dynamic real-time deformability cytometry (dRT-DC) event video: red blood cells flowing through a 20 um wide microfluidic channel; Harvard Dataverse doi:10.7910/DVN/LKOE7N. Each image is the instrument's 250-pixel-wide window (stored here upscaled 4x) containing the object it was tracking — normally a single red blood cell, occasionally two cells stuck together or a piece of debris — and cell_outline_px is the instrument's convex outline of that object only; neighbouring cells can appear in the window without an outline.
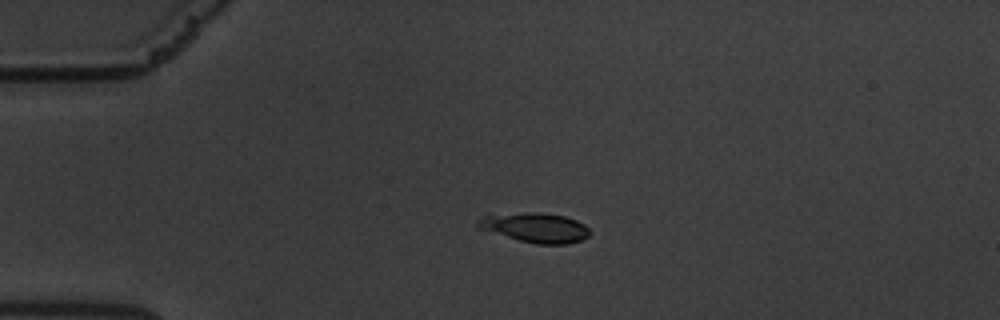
{"species": "common noctule bat (a hibernating species)", "species_latin": "Nyctalus noctula", "temperature_condition": "warm", "stored_images_in_passage": 9, "camera_frame_rate_fps": 3000, "um_per_image_px": 0.085, "animal": {"sex": "male", "body_mass_g": 19.5, "forearm_length_mm": 54.6}, "frame": {"image": 1, "passage_image": 2, "time_ms": 0.333, "image_size_px": [1000, 320], "cell_outline_px": [[592, 232], [588, 236], [580, 240], [568, 244], [536, 244], [520, 240], [476, 228], [476, 220], [488, 212], [536, 212], [564, 216], [576, 220], [584, 224]], "centroid_in_image_um": [45.41, 19.31], "position_along_channel_um": 39.6, "area_um2": 19.83}}
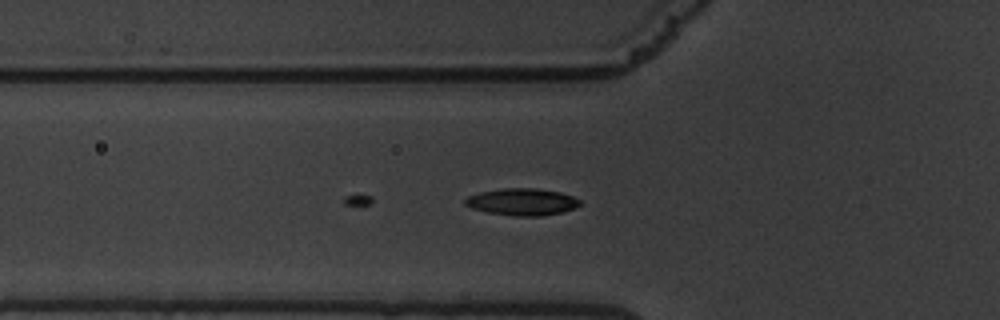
{"frame": {"image": 2, "passage_image": 9, "time_ms": 2.667, "image_size_px": [1000, 320], "cell_outline_px": [[580, 204], [576, 208], [560, 212], [540, 216], [516, 216], [488, 212], [472, 208], [464, 204], [464, 200], [468, 196], [480, 192], [504, 188], [536, 188], [560, 192], [572, 196], [580, 200]], "centroid_in_image_um": [44.38, 17.15], "position_along_channel_um": 81.4, "area_um2": 17.92}}